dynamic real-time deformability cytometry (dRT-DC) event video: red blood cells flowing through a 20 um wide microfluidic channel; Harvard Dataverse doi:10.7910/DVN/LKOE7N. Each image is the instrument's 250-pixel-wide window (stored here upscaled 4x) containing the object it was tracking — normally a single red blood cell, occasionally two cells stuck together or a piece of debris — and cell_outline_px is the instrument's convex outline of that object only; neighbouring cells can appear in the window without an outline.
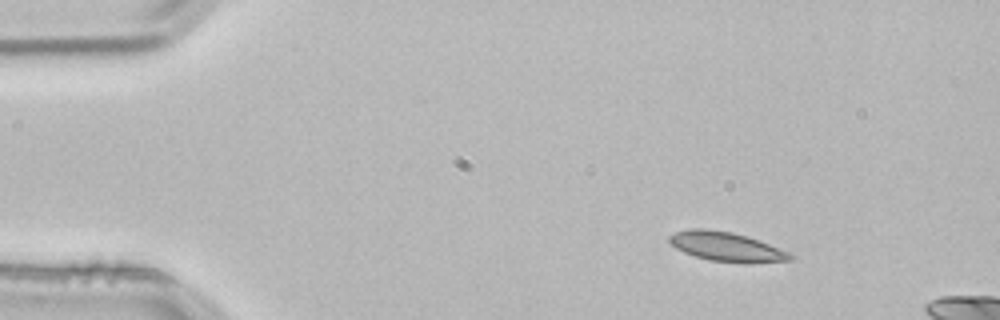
{"species": "common noctule bat (a hibernating species)", "species_latin": "Nyctalus noctula", "temperature_condition": "room temperature", "stored_images_in_passage": 3, "camera_frame_rate_fps": 3000, "um_per_image_px": 0.085, "animal": {"sex": "male", "body_mass_g": 21.5, "forearm_length_mm": 52.0}, "frame": {"image": 1, "passage_image": 1, "time_ms": 0.0, "image_size_px": [1000, 320], "cell_outline_px": [[796, 256], [792, 260], [744, 264], [708, 260], [684, 252], [676, 248], [668, 240], [668, 236], [676, 232], [688, 228], [708, 228], [732, 232], [748, 236], [788, 252]], "centroid_in_image_um": [61.75, 20.97], "position_along_channel_um": 23.3, "area_um2": 20.87}}